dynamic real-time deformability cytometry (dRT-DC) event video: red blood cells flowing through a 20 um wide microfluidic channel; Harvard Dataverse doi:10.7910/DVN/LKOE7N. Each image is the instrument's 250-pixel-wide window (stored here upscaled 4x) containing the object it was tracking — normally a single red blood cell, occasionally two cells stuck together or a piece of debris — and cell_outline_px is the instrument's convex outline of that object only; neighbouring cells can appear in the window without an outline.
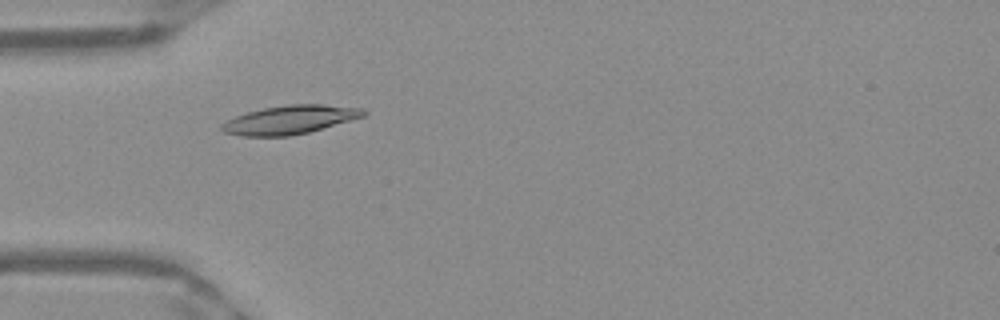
{"species": "Egyptian fruit bat (a non-hibernating species)", "species_latin": "Rousettus aegyptiacus", "temperature_condition": "warm", "stored_images_in_passage": 44, "camera_frame_rate_fps": 3000, "um_per_image_px": 0.085, "frame": {"image": 1, "passage_image": 9, "time_ms": 2.667, "image_size_px": [1000, 320], "cell_outline_px": [[368, 112], [364, 116], [352, 120], [308, 132], [288, 136], [244, 136], [224, 132], [220, 128], [220, 124], [236, 116], [248, 112], [264, 108], [288, 104], [324, 104], [364, 108]], "centroid_in_image_um": [24.67, 10.17], "position_along_channel_um": 60.3, "area_um2": 23.58}}
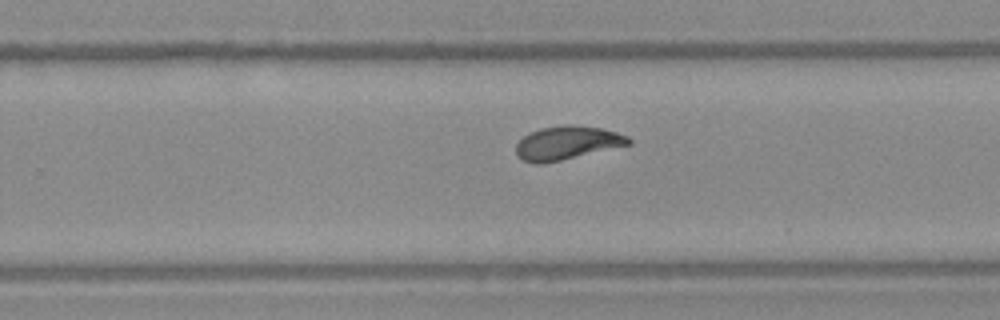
{"frame": {"image": 2, "passage_image": 26, "time_ms": 8.333, "image_size_px": [1000, 320], "cell_outline_px": [[632, 144], [560, 160], [540, 164], [536, 164], [524, 160], [516, 152], [516, 144], [524, 136], [540, 128], [564, 124], [572, 124], [600, 128], [616, 132], [628, 136], [632, 140]], "centroid_in_image_um": [48.23, 12.13], "position_along_channel_um": 281.6, "area_um2": 21.79}}
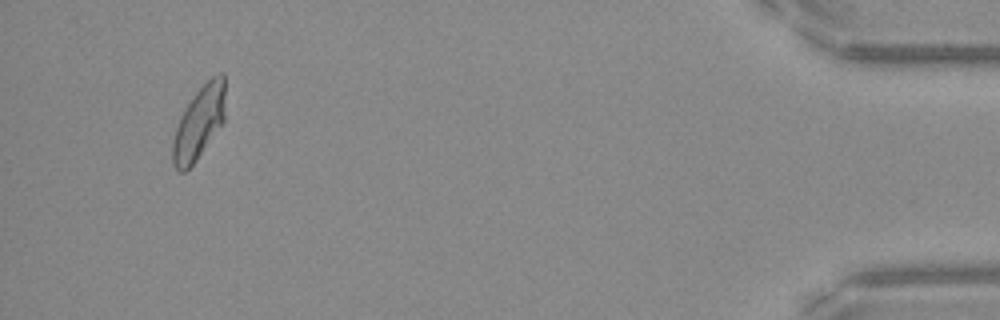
{"frame": {"image": 3, "passage_image": 42, "time_ms": 13.667, "image_size_px": [1000, 320], "cell_outline_px": [[224, 120], [196, 160], [184, 172], [180, 172], [172, 164], [172, 140], [180, 116], [196, 92], [212, 76], [220, 72], [224, 72]], "centroid_in_image_um": [16.9, 10.44], "position_along_channel_um": 418.3, "area_um2": 21.91}, "authors_computed_cell_mechanics": {"area_um2": 21.964, "velocity_mm_per_s": 3.9475, "shape_relaxation_time_tau1_ms": 4.9951, "shape_relaxation_time_tau2_ms": 1.011, "deformation_change_tau1": 0.1606, "deformation_change_tau2": 0.0396}}